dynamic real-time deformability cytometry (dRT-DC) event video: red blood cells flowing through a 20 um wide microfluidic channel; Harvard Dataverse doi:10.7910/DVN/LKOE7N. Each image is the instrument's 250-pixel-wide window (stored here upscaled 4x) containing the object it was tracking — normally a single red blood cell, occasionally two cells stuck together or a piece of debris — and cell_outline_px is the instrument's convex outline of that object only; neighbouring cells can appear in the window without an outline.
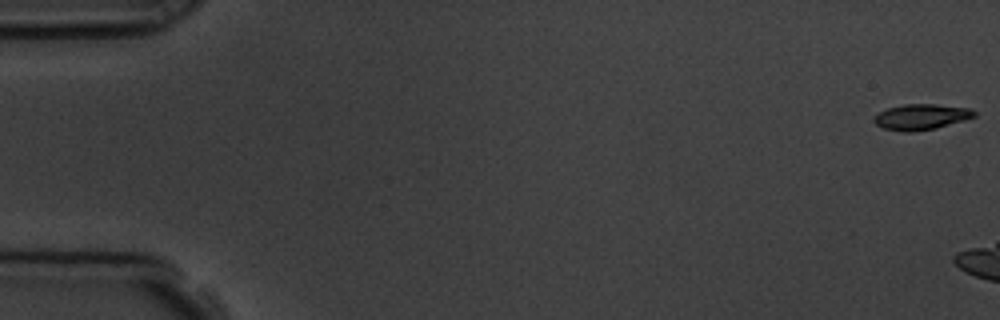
{"species": "common noctule bat (a hibernating species)", "species_latin": "Nyctalus noctula", "temperature_condition": "room temperature", "stored_images_in_passage": 7, "camera_frame_rate_fps": 3000, "um_per_image_px": 0.085, "animal": {"sex": "male", "body_mass_g": 19.5, "forearm_length_mm": 54.6}, "frame": {"image": 1, "passage_image": 1, "time_ms": 0.0, "image_size_px": [1000, 320], "cell_outline_px": [[976, 116], [964, 120], [936, 128], [912, 132], [904, 132], [884, 128], [876, 124], [872, 120], [880, 112], [888, 108], [904, 104], [936, 104], [972, 108], [976, 112]], "centroid_in_image_um": [78.33, 9.93], "position_along_channel_um": 6.7, "area_um2": 14.97}}